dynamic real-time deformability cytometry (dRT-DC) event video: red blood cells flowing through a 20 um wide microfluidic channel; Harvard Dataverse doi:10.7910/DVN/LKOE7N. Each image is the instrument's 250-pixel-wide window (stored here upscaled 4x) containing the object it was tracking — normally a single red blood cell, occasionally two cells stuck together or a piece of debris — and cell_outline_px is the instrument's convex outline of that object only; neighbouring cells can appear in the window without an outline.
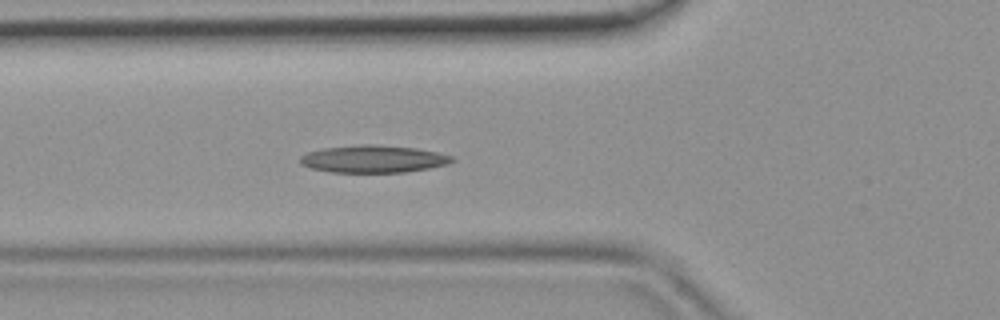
{"species": "common noctule bat (a hibernating species)", "species_latin": "Nyctalus noctula", "temperature_condition": "room temperature", "stored_images_in_passage": 36, "segment_of_instrument_passage": [1, 2], "camera_frame_rate_fps": 3000, "um_per_image_px": 0.085, "animal": {"sex": "female", "body_mass_g": 19.9}, "frame": {"image": 1, "passage_image": 4, "time_ms": 1.0, "image_size_px": [1000, 320], "cell_outline_px": [[456, 160], [448, 164], [428, 168], [404, 172], [328, 172], [312, 168], [300, 164], [300, 156], [308, 152], [324, 148], [360, 144], [376, 144], [416, 148], [436, 152], [452, 156]], "centroid_in_image_um": [31.73, 13.51], "position_along_channel_um": 94.1, "area_um2": 24.22}}
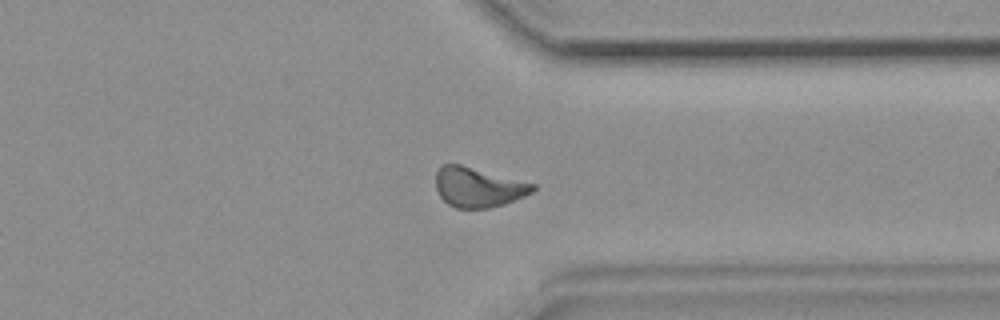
{"frame": {"image": 2, "passage_image": 24, "time_ms": 7.667, "image_size_px": [1000, 320], "cell_outline_px": [[536, 188], [532, 192], [524, 196], [504, 204], [488, 208], [456, 208], [448, 204], [440, 196], [436, 188], [436, 172], [444, 164], [460, 164], [536, 184]], "centroid_in_image_um": [40.64, 15.92], "position_along_channel_um": 370.8, "area_um2": 22.31}}
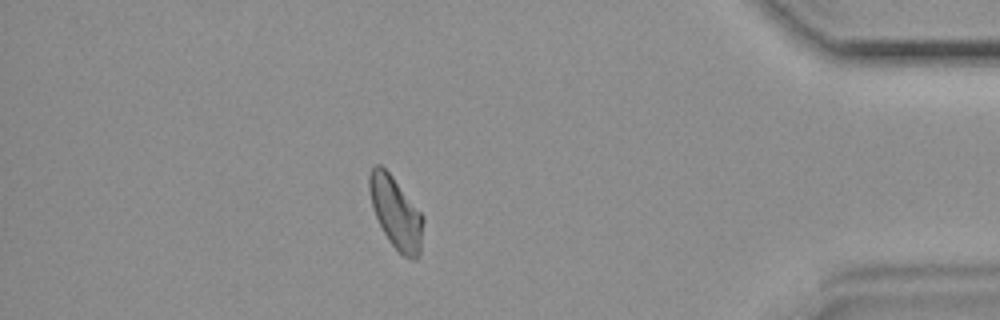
{"frame": {"image": 3, "passage_image": 29, "time_ms": 9.333, "image_size_px": [1000, 320], "cell_outline_px": [[424, 220], [420, 256], [416, 260], [412, 260], [404, 256], [388, 240], [372, 208], [368, 188], [368, 176], [372, 168], [376, 164], [380, 164], [392, 176], [424, 216]], "centroid_in_image_um": [33.66, 18.1], "position_along_channel_um": 401.5, "area_um2": 22.48}}